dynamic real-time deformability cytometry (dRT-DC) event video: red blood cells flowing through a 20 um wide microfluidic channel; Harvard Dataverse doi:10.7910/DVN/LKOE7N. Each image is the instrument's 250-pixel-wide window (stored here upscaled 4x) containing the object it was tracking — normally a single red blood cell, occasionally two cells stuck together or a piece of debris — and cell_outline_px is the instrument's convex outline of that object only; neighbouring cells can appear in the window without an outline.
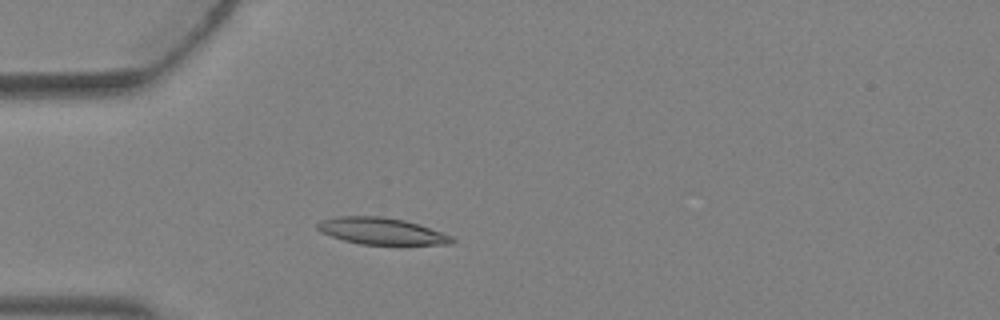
{"species": "Egyptian fruit bat (a non-hibernating species)", "species_latin": "Rousettus aegyptiacus", "temperature_condition": "warm", "stored_images_in_passage": 3, "camera_frame_rate_fps": 3000, "um_per_image_px": 0.085, "animal": {"sex": "female"}, "frame": {"image": 1, "passage_image": 3, "time_ms": 0.667, "image_size_px": [1000, 320], "cell_outline_px": [[456, 240], [452, 244], [360, 244], [344, 240], [320, 232], [316, 228], [316, 224], [320, 220], [336, 216], [380, 216], [404, 220], [452, 236]], "centroid_in_image_um": [32.37, 19.64], "position_along_channel_um": 52.6, "area_um2": 20.69}}